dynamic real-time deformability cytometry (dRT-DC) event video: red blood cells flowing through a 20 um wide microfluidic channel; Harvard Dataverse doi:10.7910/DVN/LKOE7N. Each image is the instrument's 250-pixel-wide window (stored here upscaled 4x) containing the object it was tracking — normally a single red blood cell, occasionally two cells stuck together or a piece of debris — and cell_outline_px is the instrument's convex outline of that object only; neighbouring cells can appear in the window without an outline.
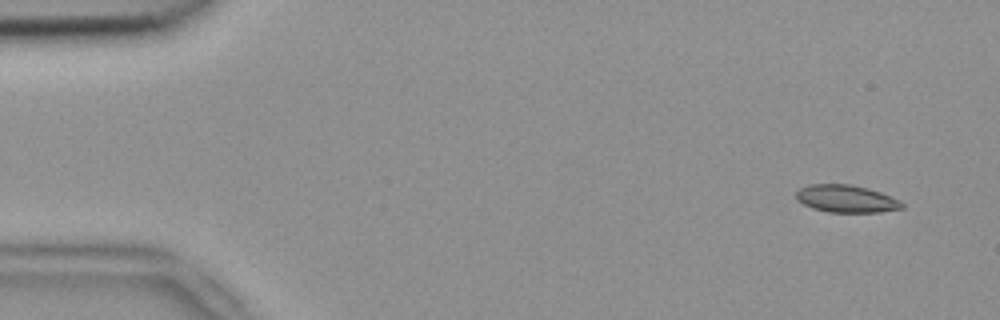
{"species": "common noctule bat (a hibernating species)", "species_latin": "Nyctalus noctula", "temperature_condition": "room temperature", "stored_images_in_passage": 5, "camera_frame_rate_fps": 3000, "um_per_image_px": 0.085, "animal": {"sex": "female", "body_mass_g": 18.4}, "frame": {"image": 1, "passage_image": 1, "time_ms": 0.0, "image_size_px": [1000, 320], "cell_outline_px": [[904, 208], [880, 212], [828, 212], [812, 208], [796, 200], [796, 192], [800, 188], [808, 184], [852, 184], [868, 188], [880, 192], [900, 200], [904, 204]], "centroid_in_image_um": [71.93, 16.89], "position_along_channel_um": 13.1, "area_um2": 17.05}}
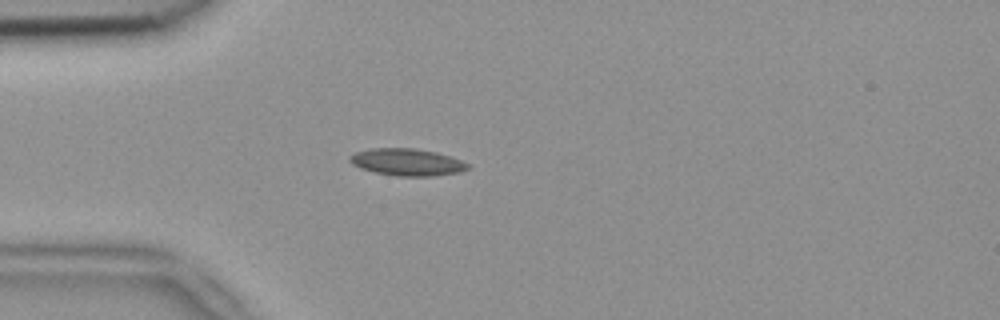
{"frame": {"image": 2, "passage_image": 4, "time_ms": 1.0, "image_size_px": [1000, 320], "cell_outline_px": [[468, 168], [460, 172], [432, 176], [396, 176], [376, 172], [360, 168], [352, 164], [348, 160], [348, 156], [356, 152], [372, 148], [416, 148], [436, 152], [460, 160], [468, 164]], "centroid_in_image_um": [34.56, 13.78], "position_along_channel_um": 50.4, "area_um2": 18.5}}